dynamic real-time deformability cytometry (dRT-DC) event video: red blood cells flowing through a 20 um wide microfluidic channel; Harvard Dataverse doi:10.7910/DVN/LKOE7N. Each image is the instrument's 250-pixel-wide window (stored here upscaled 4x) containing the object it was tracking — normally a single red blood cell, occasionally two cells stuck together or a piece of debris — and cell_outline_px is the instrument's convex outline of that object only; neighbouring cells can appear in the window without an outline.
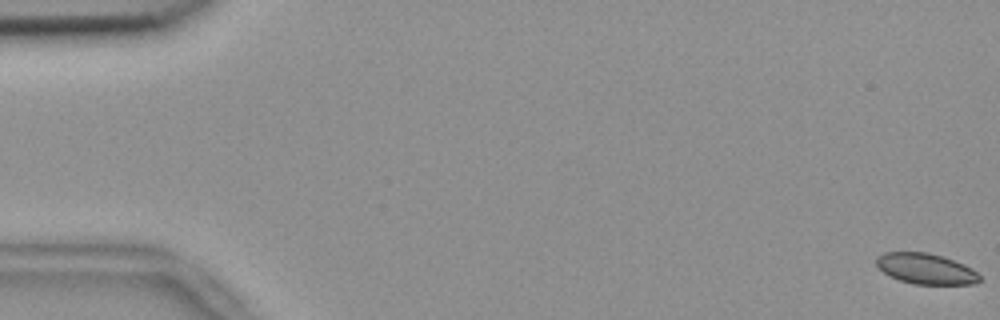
{"species": "common noctule bat (a hibernating species)", "species_latin": "Nyctalus noctula", "temperature_condition": "room temperature", "stored_images_in_passage": 56, "camera_frame_rate_fps": 3000, "um_per_image_px": 0.085, "animal": {"sex": "female", "body_mass_g": 18.4}, "frame": {"image": 1, "passage_image": 1, "time_ms": 0.0, "image_size_px": [1000, 320], "cell_outline_px": [[980, 280], [976, 284], [912, 284], [888, 276], [876, 264], [876, 256], [884, 252], [928, 252], [944, 256], [964, 264], [972, 268], [980, 276]], "centroid_in_image_um": [78.69, 22.84], "position_along_channel_um": 6.3, "area_um2": 18.61}}
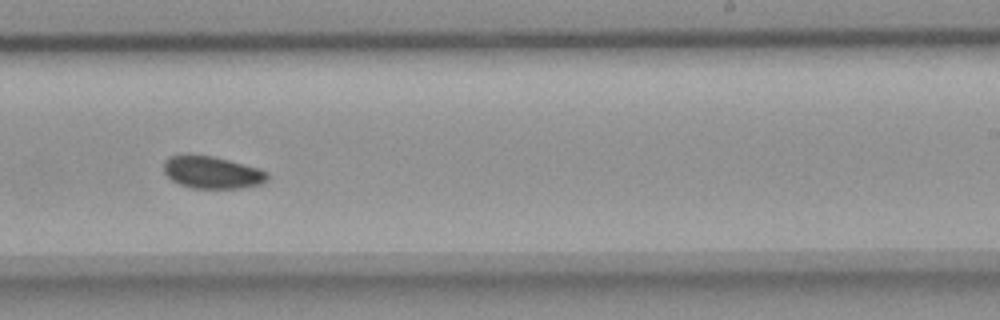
{"frame": {"image": 2, "passage_image": 35, "time_ms": 11.333, "image_size_px": [1000, 320], "cell_outline_px": [[268, 180], [260, 184], [240, 188], [192, 188], [180, 184], [172, 180], [164, 172], [164, 160], [168, 156], [184, 152], [212, 156], [260, 168], [268, 172]], "centroid_in_image_um": [17.99, 14.62], "position_along_channel_um": 271.0, "area_um2": 19.88}}
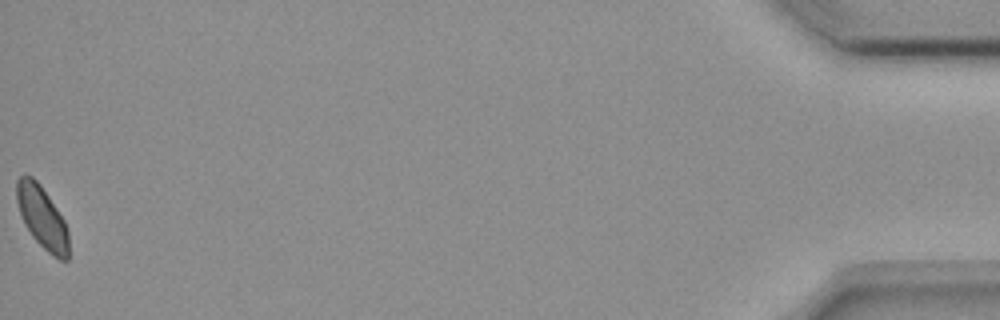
{"frame": {"image": 3, "passage_image": 56, "time_ms": 18.333, "image_size_px": [1000, 320], "cell_outline_px": [[68, 260], [60, 260], [52, 256], [32, 236], [24, 224], [16, 200], [16, 180], [20, 176], [32, 176], [40, 184], [64, 220], [68, 232]], "centroid_in_image_um": [3.57, 18.48], "position_along_channel_um": 431.6, "area_um2": 18.67}, "authors_computed_cell_mechanics": {"area_um2": 19.4786, "velocity_mm_per_s": 3.7001, "shape_relaxation_time_tau1_ms": 6.3785, "shape_relaxation_time_tau2_ms": null, "deformation_change_tau1": 0.0514, "deformation_change_tau2": null}}